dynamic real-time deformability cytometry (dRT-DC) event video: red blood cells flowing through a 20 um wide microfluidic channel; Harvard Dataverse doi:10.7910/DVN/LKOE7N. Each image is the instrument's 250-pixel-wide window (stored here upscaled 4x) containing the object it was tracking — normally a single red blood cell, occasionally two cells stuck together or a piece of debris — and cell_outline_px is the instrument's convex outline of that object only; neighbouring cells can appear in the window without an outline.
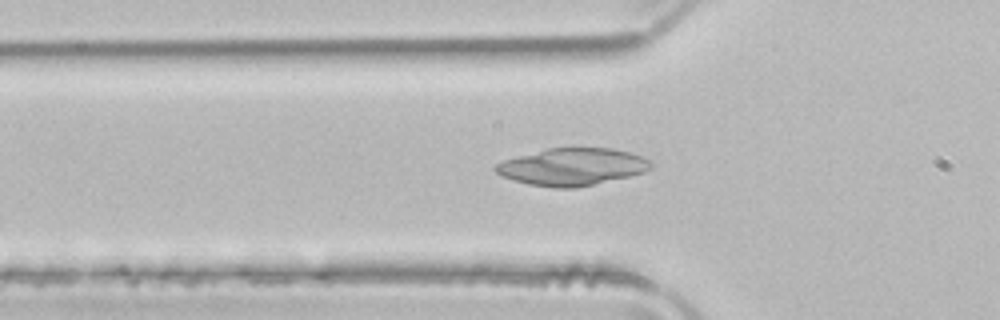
{"species": "common noctule bat (a hibernating species)", "species_latin": "Nyctalus noctula", "temperature_condition": "room temperature", "stored_images_in_passage": 39, "camera_frame_rate_fps": 3000, "um_per_image_px": 0.085, "animal": {"sex": "male", "body_mass_g": 21.5, "forearm_length_mm": 52.0}, "frame": {"image": 1, "passage_image": 10, "time_ms": 3.0, "image_size_px": [1000, 320], "cell_outline_px": [[652, 168], [644, 172], [628, 176], [576, 188], [552, 188], [528, 184], [512, 180], [500, 176], [492, 168], [496, 164], [504, 160], [548, 148], [612, 148], [644, 156], [652, 160]], "centroid_in_image_um": [48.64, 14.18], "position_along_channel_um": 77.2, "area_um2": 33.76}}
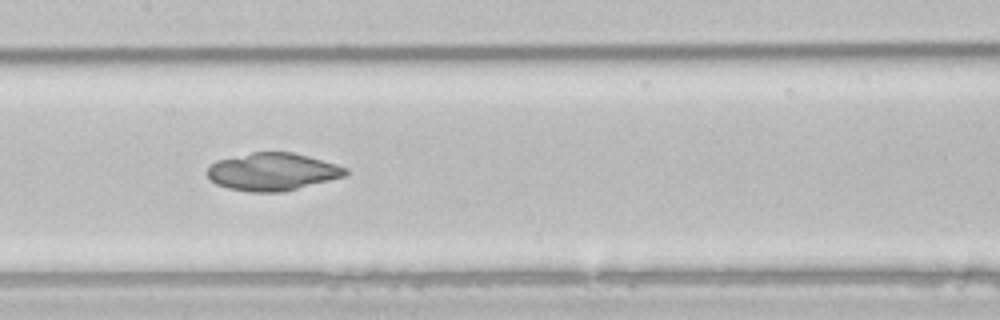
{"frame": {"image": 2, "passage_image": 18, "time_ms": 5.667, "image_size_px": [1000, 320], "cell_outline_px": [[348, 172], [344, 176], [284, 192], [252, 192], [228, 188], [216, 184], [204, 172], [216, 160], [252, 152], [292, 152], [308, 156], [336, 164], [348, 168]], "centroid_in_image_um": [23.14, 14.6], "position_along_channel_um": 184.3, "area_um2": 30.23}}
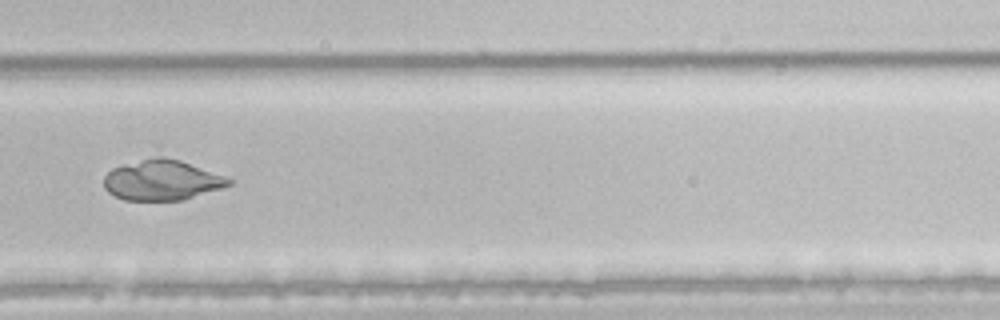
{"frame": {"image": 3, "passage_image": 28, "time_ms": 9.0, "image_size_px": [1000, 320], "cell_outline_px": [[232, 184], [184, 200], [124, 200], [108, 192], [104, 188], [104, 176], [112, 168], [156, 156], [164, 156], [180, 160], [224, 176], [232, 180]], "centroid_in_image_um": [13.75, 15.32], "position_along_channel_um": 316.1, "area_um2": 29.02}}